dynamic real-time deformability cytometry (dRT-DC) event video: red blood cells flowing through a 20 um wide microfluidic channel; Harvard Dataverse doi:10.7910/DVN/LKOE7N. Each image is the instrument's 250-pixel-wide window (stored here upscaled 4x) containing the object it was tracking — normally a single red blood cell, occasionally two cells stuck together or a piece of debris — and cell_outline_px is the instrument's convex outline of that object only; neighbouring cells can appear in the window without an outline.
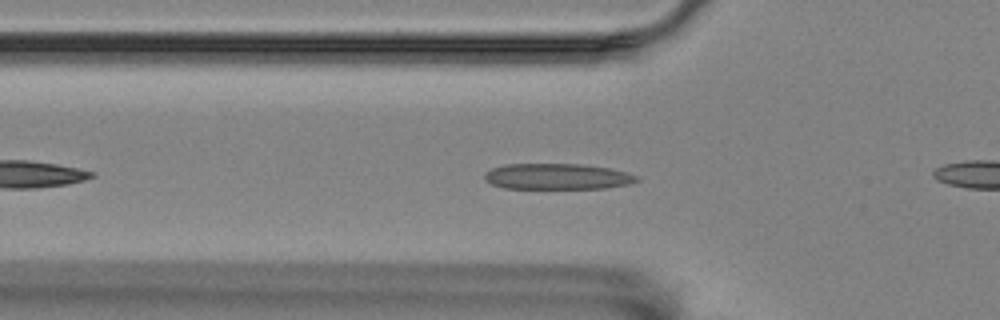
{"species": "Egyptian fruit bat (a non-hibernating species)", "species_latin": "Rousettus aegyptiacus", "temperature_condition": "room temperature", "stored_images_in_passage": 41, "camera_frame_rate_fps": 3000, "um_per_image_px": 0.085, "animal": {"sex": "female"}, "frame": {"image": 1, "passage_image": 8, "time_ms": 2.333, "image_size_px": [1000, 320], "cell_outline_px": [[640, 180], [628, 184], [604, 188], [504, 188], [492, 184], [484, 180], [484, 172], [492, 168], [504, 164], [580, 164], [608, 168], [640, 176]], "centroid_in_image_um": [47.33, 15.0], "position_along_channel_um": 78.5, "area_um2": 22.89}}
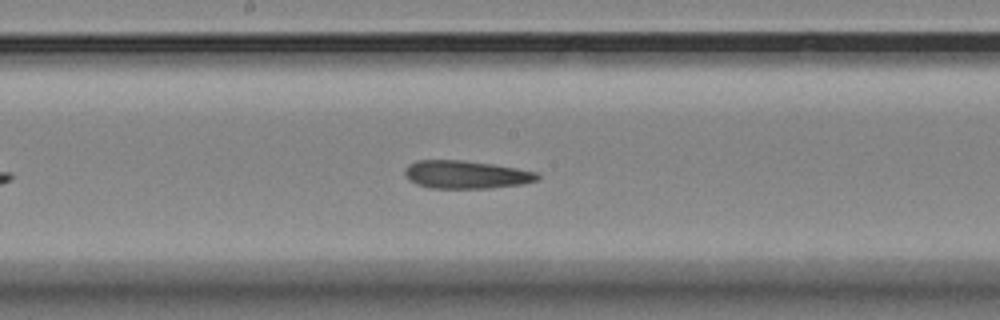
{"frame": {"image": 2, "passage_image": 19, "time_ms": 6.0, "image_size_px": [1000, 320], "cell_outline_px": [[540, 176], [536, 180], [524, 184], [492, 188], [428, 188], [416, 184], [408, 180], [404, 172], [408, 164], [416, 160], [460, 160], [492, 164], [516, 168], [536, 172]], "centroid_in_image_um": [39.58, 14.84], "position_along_channel_um": 208.6, "area_um2": 21.68}}
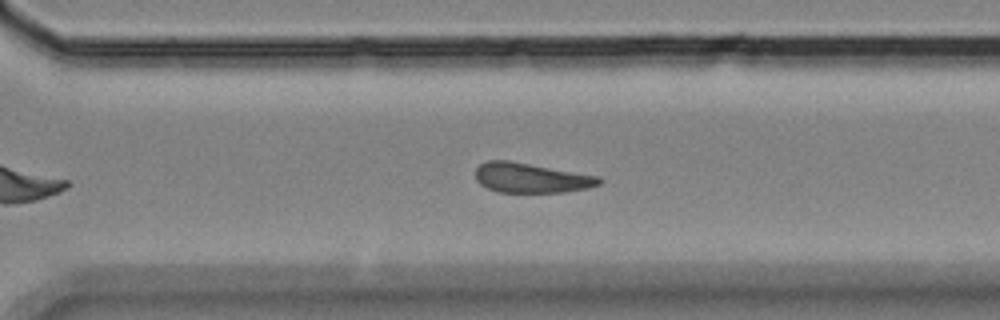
{"frame": {"image": 3, "passage_image": 29, "time_ms": 9.333, "image_size_px": [1000, 320], "cell_outline_px": [[600, 184], [588, 188], [564, 192], [496, 192], [480, 184], [476, 180], [476, 168], [480, 164], [488, 160], [508, 160], [600, 176]], "centroid_in_image_um": [45.13, 15.12], "position_along_channel_um": 325.5, "area_um2": 21.44}, "authors_computed_cell_mechanics": {"area_um2": 21.9062, "velocity_mm_per_s": 3.5134, "shape_relaxation_time_tau1_ms": 5.1412, "shape_relaxation_time_tau2_ms": 5.2027, "deformation_change_tau1": 0.1381, "deformation_change_tau2": 0.133}}